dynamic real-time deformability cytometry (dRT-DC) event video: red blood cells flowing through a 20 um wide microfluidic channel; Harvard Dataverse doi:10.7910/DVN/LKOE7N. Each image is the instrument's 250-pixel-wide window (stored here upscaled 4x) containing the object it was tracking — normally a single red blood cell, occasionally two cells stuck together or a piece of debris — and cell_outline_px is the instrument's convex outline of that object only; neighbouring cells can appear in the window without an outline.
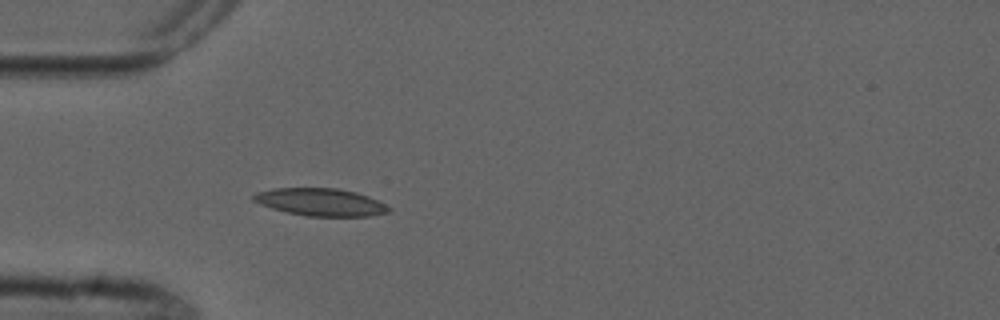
{"species": "common noctule bat (a hibernating species)", "species_latin": "Nyctalus noctula", "temperature_condition": "cold", "stored_images_in_passage": 4, "camera_frame_rate_fps": 3000, "um_per_image_px": 0.085, "animal": {"sex": "male", "forearm_length_mm": 52.5}, "frame": {"image": 1, "passage_image": 4, "time_ms": 4.333, "image_size_px": [1000, 320], "cell_outline_px": [[392, 208], [388, 212], [368, 216], [308, 216], [288, 212], [272, 208], [260, 204], [252, 200], [248, 196], [256, 192], [272, 188], [336, 188], [356, 192], [368, 196]], "centroid_in_image_um": [27.19, 17.17], "position_along_channel_um": 57.8, "area_um2": 21.68}}